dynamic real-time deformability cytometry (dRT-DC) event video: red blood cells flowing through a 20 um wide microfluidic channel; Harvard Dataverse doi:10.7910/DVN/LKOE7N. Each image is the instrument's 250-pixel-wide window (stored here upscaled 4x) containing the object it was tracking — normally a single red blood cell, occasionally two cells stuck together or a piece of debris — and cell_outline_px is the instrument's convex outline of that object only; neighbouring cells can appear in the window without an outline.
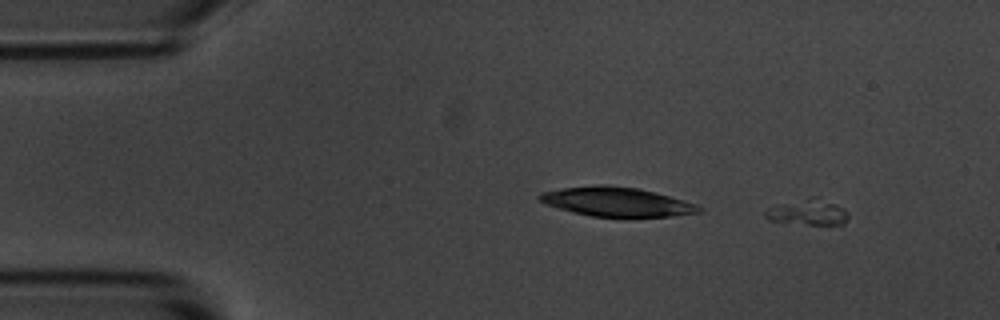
{"species": "common noctule bat (a hibernating species)", "species_latin": "Nyctalus noctula", "temperature_condition": "room temperature", "stored_images_in_passage": 5, "camera_frame_rate_fps": 3000, "um_per_image_px": 0.085, "animal": {"sex": "male", "body_mass_g": 20.1, "forearm_length_mm": 53.5}, "frame": {"image": 1, "passage_image": 1, "time_ms": 0.0, "image_size_px": [1000, 320], "cell_outline_px": [[848, 216], [844, 224], [808, 224], [768, 220], [764, 216], [764, 212], [768, 208], [776, 204], [812, 196], [820, 196], [844, 208], [848, 212]], "centroid_in_image_um": [68.67, 18.0], "position_along_channel_um": 16.3, "area_um2": 12.66}}